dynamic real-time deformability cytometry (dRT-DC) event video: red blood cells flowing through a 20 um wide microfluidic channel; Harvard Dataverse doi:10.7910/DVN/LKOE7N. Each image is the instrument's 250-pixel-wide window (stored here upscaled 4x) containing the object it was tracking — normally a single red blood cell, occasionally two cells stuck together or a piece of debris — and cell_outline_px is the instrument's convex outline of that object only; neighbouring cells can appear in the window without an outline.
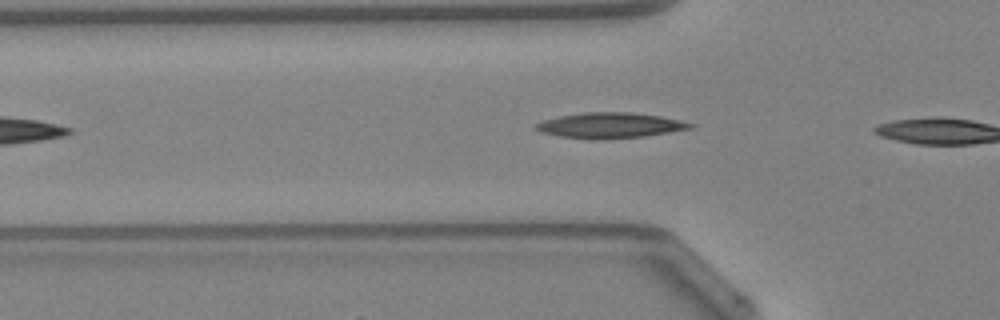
{"species": "Egyptian fruit bat (a non-hibernating species)", "species_latin": "Rousettus aegyptiacus", "temperature_condition": "warm", "stored_images_in_passage": 3, "camera_frame_rate_fps": 3000, "um_per_image_px": 0.085, "animal": {"sex": "female"}, "frame": {"image": 1, "passage_image": 2, "time_ms": 0.333, "image_size_px": [1000, 320], "cell_outline_px": [[696, 124], [692, 128], [644, 136], [604, 140], [592, 140], [560, 136], [540, 132], [532, 128], [536, 124], [544, 120], [560, 116], [584, 112], [632, 112], [660, 116], [680, 120]], "centroid_in_image_um": [51.83, 10.66], "position_along_channel_um": 74.0, "area_um2": 23.06}}